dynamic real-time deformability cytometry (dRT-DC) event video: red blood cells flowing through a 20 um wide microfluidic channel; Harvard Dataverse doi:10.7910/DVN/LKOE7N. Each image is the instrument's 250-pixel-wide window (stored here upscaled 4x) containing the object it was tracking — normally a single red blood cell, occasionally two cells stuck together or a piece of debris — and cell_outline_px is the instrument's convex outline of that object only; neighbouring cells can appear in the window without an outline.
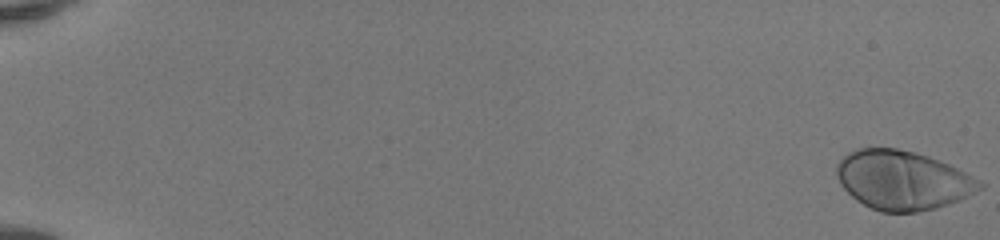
{"species": "human", "species_latin": "Homo sapiens", "temperature_condition": "room temperature", "stored_images_in_passage": 52, "camera_frame_rate_fps": 3000, "um_per_image_px": 0.085, "donor": {"sex": "female"}, "frame": {"image": 1, "passage_image": 1, "time_ms": 0.0, "image_size_px": [1000, 240], "cell_outline_px": [[984, 188], [960, 200], [936, 208], [916, 212], [880, 212], [856, 200], [840, 184], [836, 176], [836, 164], [848, 152], [856, 148], [896, 148], [916, 152], [928, 156], [948, 164], [980, 180], [984, 184]], "centroid_in_image_um": [76.71, 15.31], "position_along_channel_um": 8.3, "area_um2": 49.3}}
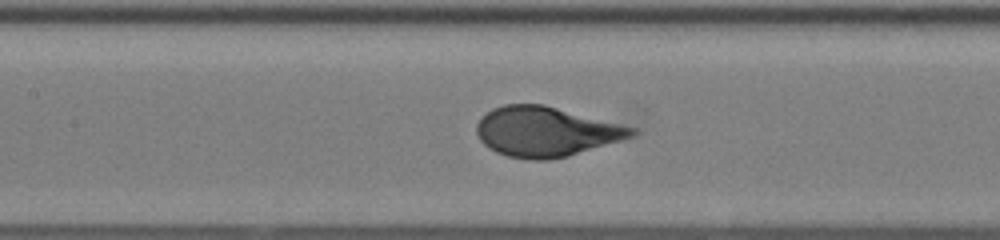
{"frame": {"image": 2, "passage_image": 27, "time_ms": 8.667, "image_size_px": [1000, 240], "cell_outline_px": [[640, 132], [632, 136], [620, 140], [568, 156], [548, 160], [528, 160], [508, 156], [496, 152], [488, 148], [480, 140], [476, 132], [476, 124], [492, 108], [504, 104], [544, 104], [636, 128]], "centroid_in_image_um": [46.38, 11.19], "position_along_channel_um": 161.0, "area_um2": 44.85}}
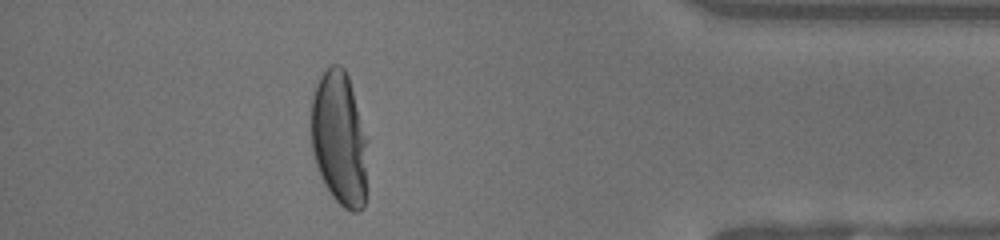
{"frame": {"image": 3, "passage_image": 47, "time_ms": 15.333, "image_size_px": [1000, 240], "cell_outline_px": [[368, 192], [364, 208], [360, 212], [352, 212], [344, 208], [332, 196], [324, 184], [320, 176], [312, 152], [312, 96], [316, 84], [320, 76], [332, 64], [340, 64], [344, 68], [348, 76], [368, 140]], "centroid_in_image_um": [28.9, 11.87], "position_along_channel_um": 406.3, "area_um2": 45.14}, "authors_computed_cell_mechanics": {"area_um2": 45.9221, "velocity_mm_per_s": 4.1331, "shape_relaxation_time_tau1_ms": 2.8394, "shape_relaxation_time_tau2_ms": null, "deformation_change_tau1": 0.2035, "deformation_change_tau2": null}}